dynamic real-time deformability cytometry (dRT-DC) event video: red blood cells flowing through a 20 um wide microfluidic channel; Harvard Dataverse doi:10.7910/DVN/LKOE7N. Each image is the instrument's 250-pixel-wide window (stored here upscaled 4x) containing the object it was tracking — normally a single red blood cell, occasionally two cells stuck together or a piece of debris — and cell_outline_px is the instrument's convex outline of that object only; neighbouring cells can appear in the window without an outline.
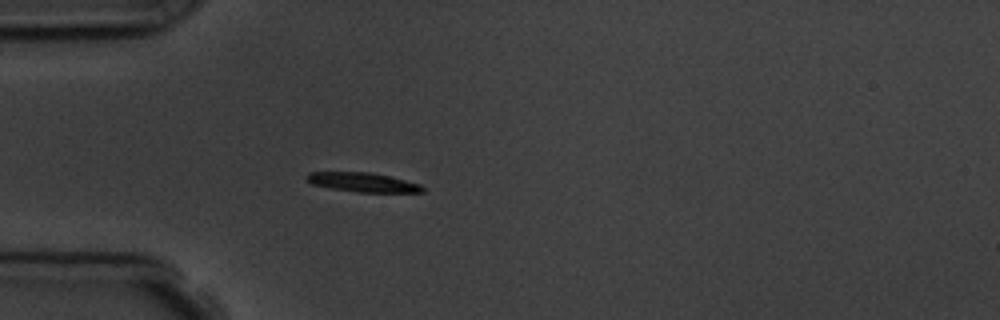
{"species": "common noctule bat (a hibernating species)", "species_latin": "Nyctalus noctula", "temperature_condition": "room temperature", "stored_images_in_passage": 4, "camera_frame_rate_fps": 3000, "um_per_image_px": 0.085, "animal": {"sex": "male", "body_mass_g": 19.5, "forearm_length_mm": 54.6}, "frame": {"image": 1, "passage_image": 4, "time_ms": 3.333, "image_size_px": [1000, 320], "cell_outline_px": [[424, 192], [356, 192], [332, 188], [312, 184], [304, 180], [304, 176], [308, 172], [368, 172], [388, 176], [420, 184], [424, 188]], "centroid_in_image_um": [30.77, 15.49], "position_along_channel_um": 54.2, "area_um2": 12.95}}